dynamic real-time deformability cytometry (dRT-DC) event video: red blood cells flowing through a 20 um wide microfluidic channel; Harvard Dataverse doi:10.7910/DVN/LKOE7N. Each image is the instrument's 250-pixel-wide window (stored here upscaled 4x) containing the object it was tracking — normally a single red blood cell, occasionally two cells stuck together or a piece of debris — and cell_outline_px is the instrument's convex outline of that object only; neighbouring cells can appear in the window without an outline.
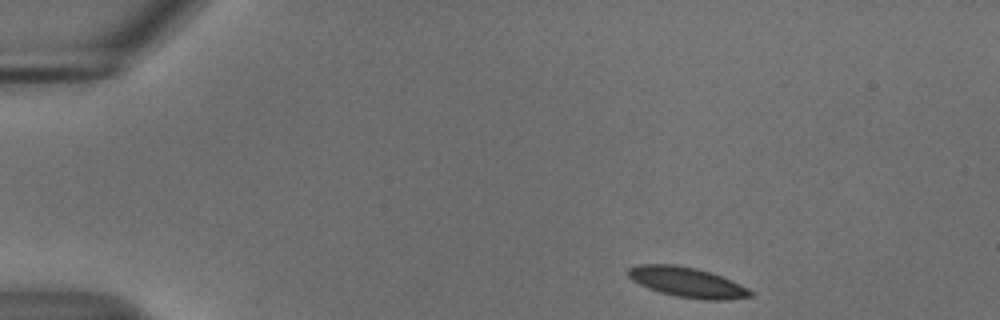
{"species": "common noctule bat (a hibernating species)", "species_latin": "Nyctalus noctula", "temperature_condition": "cold", "stored_images_in_passage": 48, "camera_frame_rate_fps": 3000, "um_per_image_px": 0.085, "animal": {"sex": "male", "body_mass_g": 18.8}, "frame": {"image": 1, "passage_image": 1, "time_ms": 0.0, "image_size_px": [1000, 320], "cell_outline_px": [[752, 296], [724, 300], [704, 300], [676, 296], [660, 292], [648, 288], [632, 280], [628, 276], [628, 268], [640, 264], [672, 264], [696, 268], [720, 276], [740, 284], [748, 288], [752, 292]], "centroid_in_image_um": [58.39, 23.99], "position_along_channel_um": 26.6, "area_um2": 21.15}}
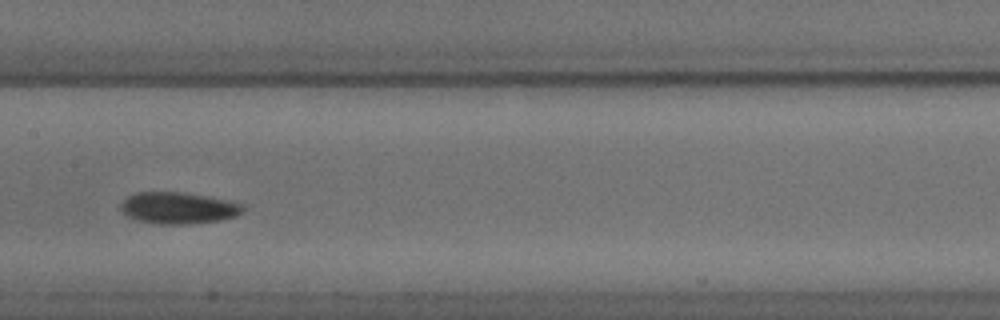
{"frame": {"image": 2, "passage_image": 21, "time_ms": 6.667, "image_size_px": [1000, 320], "cell_outline_px": [[244, 212], [236, 216], [220, 220], [188, 224], [160, 224], [140, 220], [124, 216], [120, 212], [120, 204], [128, 196], [136, 192], [180, 192], [204, 196], [244, 204]], "centroid_in_image_um": [15.12, 17.68], "position_along_channel_um": 192.3, "area_um2": 22.43}}
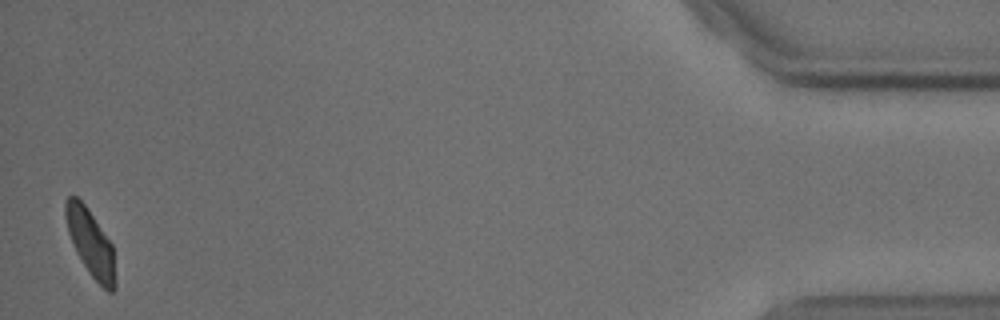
{"frame": {"image": 3, "passage_image": 47, "time_ms": 15.333, "image_size_px": [1000, 320], "cell_outline_px": [[116, 288], [112, 292], [108, 292], [92, 276], [76, 252], [72, 244], [68, 232], [64, 216], [64, 204], [68, 196], [76, 196], [88, 208], [112, 244], [116, 280]], "centroid_in_image_um": [7.69, 20.63], "position_along_channel_um": 427.5, "area_um2": 19.31}, "authors_computed_cell_mechanics": {"area_um2": 21.0681, "velocity_mm_per_s": 3.6557, "shape_relaxation_time_tau1_ms": 3.6696, "shape_relaxation_time_tau2_ms": 5.7737, "deformation_change_tau1": 0.0895, "deformation_change_tau2": 0.0828}}